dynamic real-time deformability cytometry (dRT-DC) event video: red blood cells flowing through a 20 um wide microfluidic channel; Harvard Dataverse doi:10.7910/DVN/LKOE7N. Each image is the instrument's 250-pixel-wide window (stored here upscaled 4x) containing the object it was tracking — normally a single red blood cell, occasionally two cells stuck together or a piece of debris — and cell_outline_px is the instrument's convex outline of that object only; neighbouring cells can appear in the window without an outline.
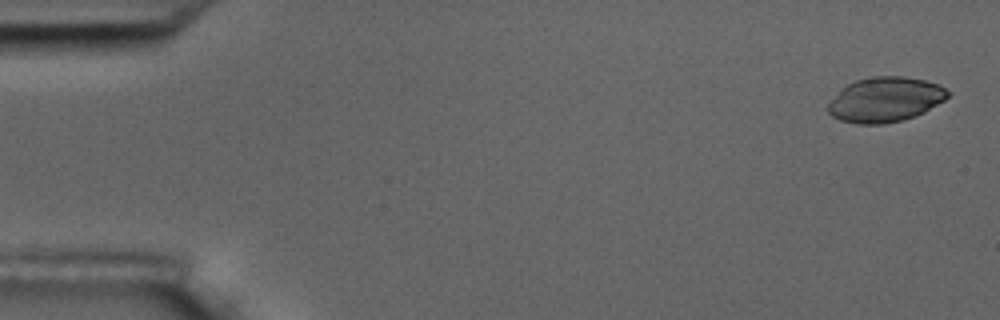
{"species": "common noctule bat (a hibernating species)", "species_latin": "Nyctalus noctula", "temperature_condition": "room temperature", "stored_images_in_passage": 5, "camera_frame_rate_fps": 3000, "um_per_image_px": 0.085, "animal": {"sex": "male", "body_mass_g": 17.5, "forearm_length_mm": 52.3}, "frame": {"image": 1, "passage_image": 1, "time_ms": 0.0, "image_size_px": [1000, 320], "cell_outline_px": [[952, 92], [944, 100], [924, 112], [904, 120], [884, 124], [856, 124], [840, 120], [832, 116], [828, 112], [828, 104], [840, 88], [856, 80], [872, 76], [904, 76], [924, 80], [936, 84]], "centroid_in_image_um": [75.23, 8.47], "position_along_channel_um": 9.8, "area_um2": 31.39}}